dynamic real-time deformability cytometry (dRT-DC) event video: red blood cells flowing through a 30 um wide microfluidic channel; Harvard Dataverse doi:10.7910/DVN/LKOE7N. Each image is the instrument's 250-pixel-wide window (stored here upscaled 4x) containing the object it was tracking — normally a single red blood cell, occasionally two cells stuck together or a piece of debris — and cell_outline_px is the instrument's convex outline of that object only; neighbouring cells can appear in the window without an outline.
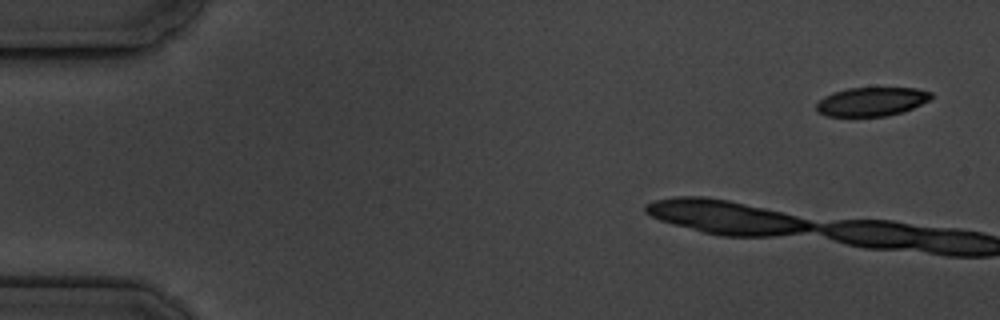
{"species": "common noctule bat (a hibernating species)", "species_latin": "Nyctalus noctula", "temperature_condition": "cold", "stored_images_in_passage": 3, "camera_frame_rate_fps": 3000, "um_per_image_px": 0.085, "animal": {"sex": "male", "body_mass_g": 19.5, "forearm_length_mm": 54.6}, "frame": {"image": 1, "passage_image": 1, "time_ms": 0.0, "image_size_px": [1000, 320], "cell_outline_px": [[932, 96], [928, 100], [904, 112], [884, 116], [828, 116], [816, 112], [816, 104], [824, 96], [832, 92], [848, 88], [916, 88], [932, 92]], "centroid_in_image_um": [74.05, 8.63], "position_along_channel_um": 10.9, "area_um2": 19.25}}